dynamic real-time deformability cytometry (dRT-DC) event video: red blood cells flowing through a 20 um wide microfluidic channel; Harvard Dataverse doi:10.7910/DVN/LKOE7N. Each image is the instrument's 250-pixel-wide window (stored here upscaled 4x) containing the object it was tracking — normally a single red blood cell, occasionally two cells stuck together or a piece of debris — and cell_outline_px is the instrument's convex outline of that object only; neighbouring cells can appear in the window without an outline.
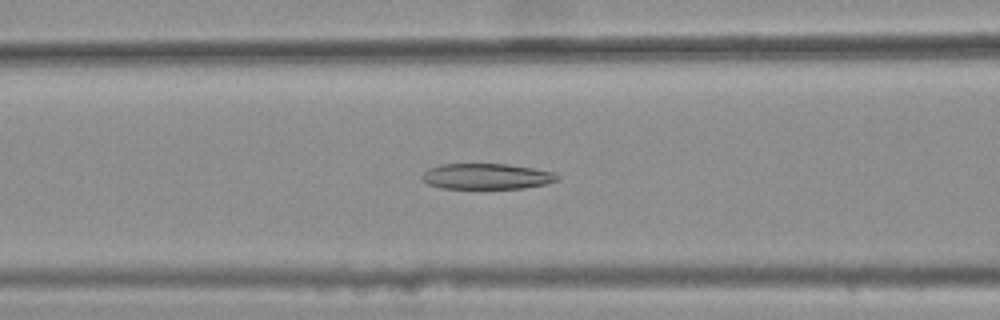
{"species": "common noctule bat (a hibernating species)", "species_latin": "Nyctalus noctula", "temperature_condition": "warm", "stored_images_in_passage": 46, "camera_frame_rate_fps": 3000, "um_per_image_px": 0.085, "animal": {"sex": "female", "body_mass_g": 25.1}, "frame": {"image": 1, "passage_image": 22, "time_ms": 7.0, "image_size_px": [1000, 320], "cell_outline_px": [[560, 180], [544, 184], [524, 188], [440, 188], [428, 184], [420, 176], [428, 168], [440, 164], [508, 164], [532, 168], [552, 172], [560, 176]], "centroid_in_image_um": [41.35, 14.99], "position_along_channel_um": 125.3, "area_um2": 20.23}}
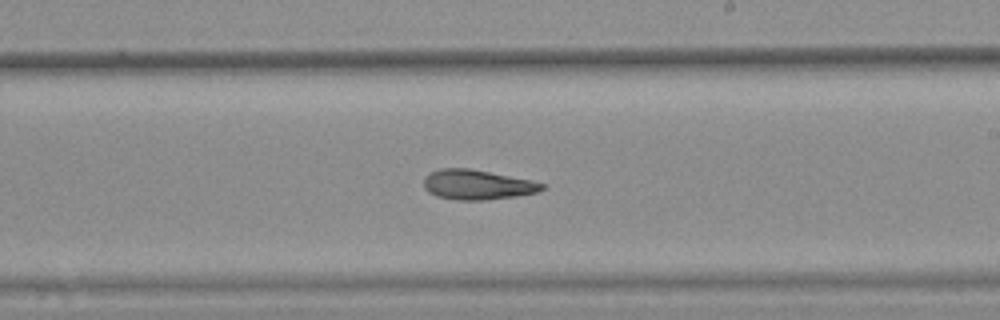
{"frame": {"image": 2, "passage_image": 32, "time_ms": 10.333, "image_size_px": [1000, 320], "cell_outline_px": [[544, 188], [536, 192], [516, 196], [484, 200], [456, 200], [436, 196], [428, 192], [424, 188], [424, 176], [428, 172], [440, 168], [468, 168], [532, 180], [544, 184]], "centroid_in_image_um": [40.51, 15.69], "position_along_channel_um": 248.5, "area_um2": 20.58}}
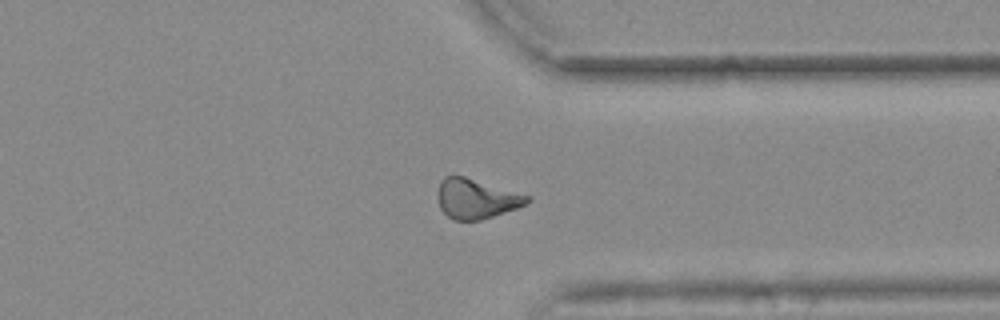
{"frame": {"image": 3, "passage_image": 42, "time_ms": 13.667, "image_size_px": [1000, 320], "cell_outline_px": [[532, 200], [516, 208], [480, 220], [452, 220], [440, 208], [436, 196], [440, 180], [444, 176], [464, 176], [532, 196]], "centroid_in_image_um": [40.45, 16.88], "position_along_channel_um": 370.9, "area_um2": 20.75}, "authors_computed_cell_mechanics": {"area_um2": 21.1837, "velocity_mm_per_s": 3.7043, "shape_relaxation_time_tau1_ms": null, "shape_relaxation_time_tau2_ms": 4.6491, "deformation_change_tau1": null, "deformation_change_tau2": 0.1388}}